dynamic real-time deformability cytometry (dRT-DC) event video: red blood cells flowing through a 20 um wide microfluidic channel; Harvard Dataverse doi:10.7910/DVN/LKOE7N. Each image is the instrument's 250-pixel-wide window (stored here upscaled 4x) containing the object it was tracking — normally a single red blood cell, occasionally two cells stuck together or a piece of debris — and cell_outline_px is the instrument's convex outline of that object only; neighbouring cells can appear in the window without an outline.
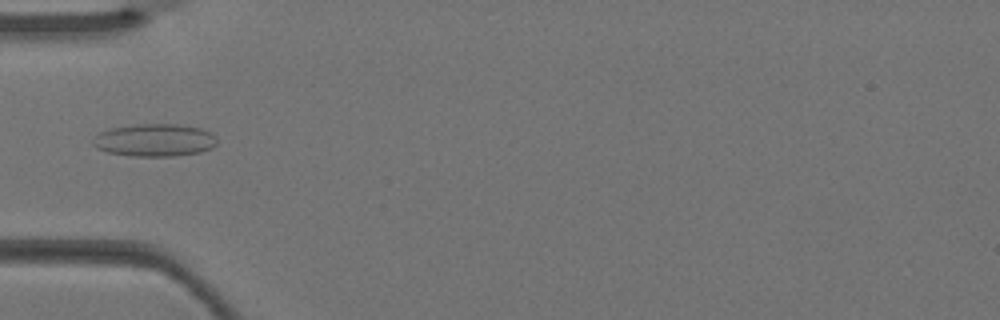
{"species": "Egyptian fruit bat (a non-hibernating species)", "species_latin": "Rousettus aegyptiacus", "temperature_condition": "warm", "stored_images_in_passage": 1, "camera_frame_rate_fps": 3000, "um_per_image_px": 0.085, "animal": {"sex": "female"}, "frame": {"image": 1, "passage_image": 1, "time_ms": 0.0, "image_size_px": [1000, 320], "cell_outline_px": [[216, 144], [212, 148], [200, 152], [172, 156], [132, 156], [108, 152], [96, 148], [92, 144], [92, 140], [100, 132], [112, 128], [136, 124], [176, 124], [200, 128], [216, 136]], "centroid_in_image_um": [13.13, 11.91], "position_along_channel_um": 71.9, "area_um2": 23.47}}